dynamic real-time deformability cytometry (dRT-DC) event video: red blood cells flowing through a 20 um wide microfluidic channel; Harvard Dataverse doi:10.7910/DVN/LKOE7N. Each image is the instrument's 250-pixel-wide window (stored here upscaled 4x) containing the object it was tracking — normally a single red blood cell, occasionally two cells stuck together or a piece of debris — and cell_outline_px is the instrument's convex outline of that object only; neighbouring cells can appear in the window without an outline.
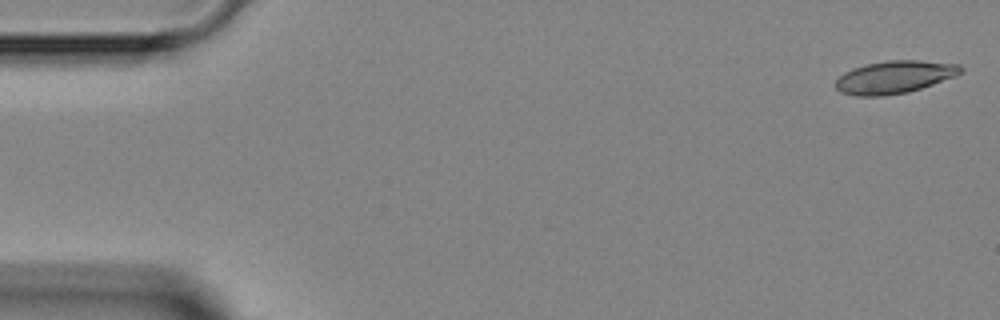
{"species": "Egyptian fruit bat (a non-hibernating species)", "species_latin": "Rousettus aegyptiacus", "temperature_condition": "room temperature", "stored_images_in_passage": 6, "camera_frame_rate_fps": 3000, "um_per_image_px": 0.085, "animal": {"sex": "female"}, "frame": {"image": 1, "passage_image": 1, "time_ms": 0.0, "image_size_px": [1000, 320], "cell_outline_px": [[964, 72], [956, 76], [908, 92], [884, 96], [856, 96], [840, 92], [836, 88], [836, 80], [844, 72], [852, 68], [868, 64], [888, 60], [920, 60], [960, 64], [964, 68]], "centroid_in_image_um": [76.06, 6.55], "position_along_channel_um": 8.9, "area_um2": 23.87}}
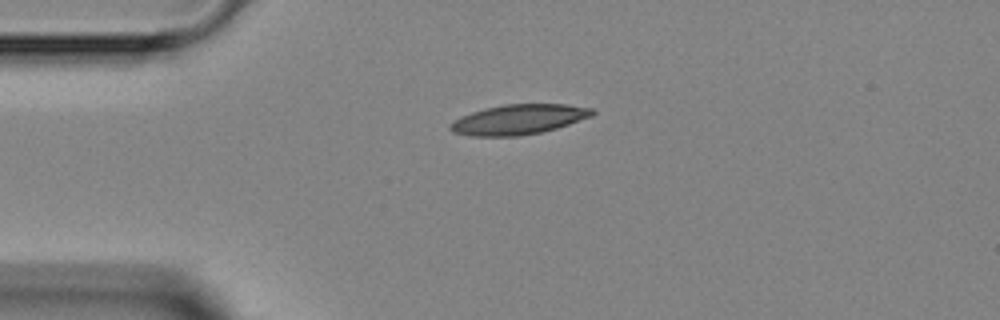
{"frame": {"image": 2, "passage_image": 4, "time_ms": 3.333, "image_size_px": [1000, 320], "cell_outline_px": [[596, 112], [592, 116], [556, 128], [540, 132], [520, 136], [468, 136], [452, 132], [448, 128], [448, 124], [460, 116], [484, 108], [504, 104], [564, 104], [592, 108]], "centroid_in_image_um": [44.03, 10.15], "position_along_channel_um": 41.0, "area_um2": 24.91}}
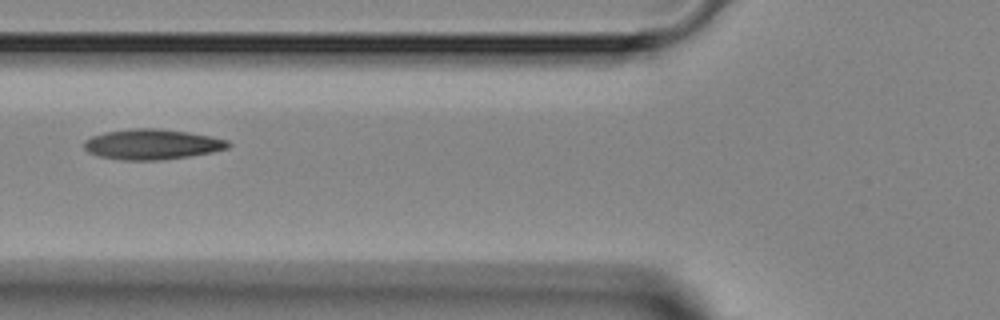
{"frame": {"image": 3, "passage_image": 6, "time_ms": 5.667, "image_size_px": [1000, 320], "cell_outline_px": [[232, 144], [228, 148], [212, 152], [188, 156], [160, 160], [120, 160], [100, 156], [88, 152], [84, 148], [84, 140], [92, 136], [104, 132], [132, 128], [160, 128], [188, 132], [212, 136], [228, 140]], "centroid_in_image_um": [12.93, 12.26], "position_along_channel_um": 112.9, "area_um2": 25.61}}